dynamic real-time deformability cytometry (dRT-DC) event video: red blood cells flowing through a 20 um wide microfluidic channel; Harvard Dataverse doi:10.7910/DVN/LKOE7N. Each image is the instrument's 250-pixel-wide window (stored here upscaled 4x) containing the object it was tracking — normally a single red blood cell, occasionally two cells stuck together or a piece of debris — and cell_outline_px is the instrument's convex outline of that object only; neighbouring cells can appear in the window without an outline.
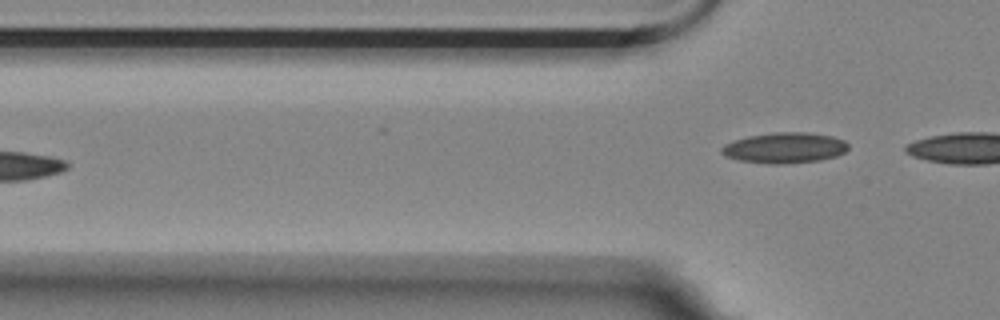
{"species": "Egyptian fruit bat (a non-hibernating species)", "species_latin": "Rousettus aegyptiacus", "temperature_condition": "room temperature", "stored_images_in_passage": 4, "camera_frame_rate_fps": 3000, "um_per_image_px": 0.085, "animal": {"sex": "female"}, "frame": {"image": 1, "passage_image": 4, "time_ms": 1.0, "image_size_px": [1000, 320], "cell_outline_px": [[848, 148], [844, 152], [836, 156], [820, 160], [784, 164], [768, 164], [740, 160], [728, 156], [720, 152], [720, 148], [724, 144], [748, 136], [772, 132], [808, 132], [832, 136], [844, 140], [848, 144]], "centroid_in_image_um": [66.71, 12.56], "position_along_channel_um": 59.1, "area_um2": 22.6}}